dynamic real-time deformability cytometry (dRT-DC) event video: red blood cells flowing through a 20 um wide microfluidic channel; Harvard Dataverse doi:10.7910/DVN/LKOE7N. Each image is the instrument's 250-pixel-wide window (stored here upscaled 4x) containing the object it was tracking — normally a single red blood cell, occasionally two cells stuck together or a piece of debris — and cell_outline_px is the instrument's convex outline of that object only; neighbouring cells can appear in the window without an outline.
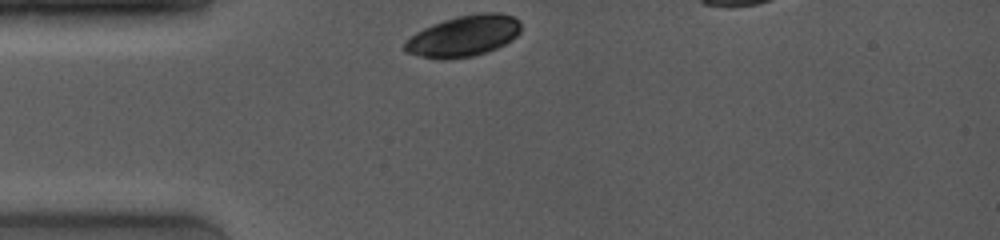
{"species": "common noctule bat (a hibernating species)", "species_latin": "Nyctalus noctula", "temperature_condition": "room temperature", "stored_images_in_passage": 39, "camera_frame_rate_fps": 4000, "um_per_image_px": 0.085, "animal": {"sex": "female", "body_mass_g": 19.0, "forearm_length_mm": 53.3}, "frame": {"image": 1, "passage_image": 1, "time_ms": 0.0, "image_size_px": [1000, 240], "cell_outline_px": [[520, 32], [512, 40], [496, 48], [472, 56], [444, 60], [436, 60], [404, 52], [404, 44], [416, 32], [424, 28], [444, 20], [460, 16], [484, 12], [496, 12], [512, 16], [520, 24]], "centroid_in_image_um": [39.39, 3.08], "position_along_channel_um": 45.6, "area_um2": 27.51}}
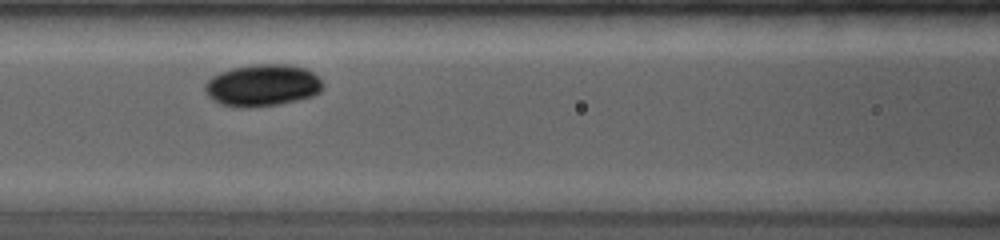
{"frame": {"image": 2, "passage_image": 14, "time_ms": 3.0, "image_size_px": [1000, 240], "cell_outline_px": [[324, 88], [320, 92], [312, 96], [280, 104], [248, 108], [236, 108], [220, 104], [212, 100], [208, 96], [204, 88], [204, 84], [212, 76], [220, 72], [232, 68], [256, 64], [288, 64], [304, 68], [312, 72], [324, 84]], "centroid_in_image_um": [22.29, 7.27], "position_along_channel_um": 144.3, "area_um2": 29.02}}
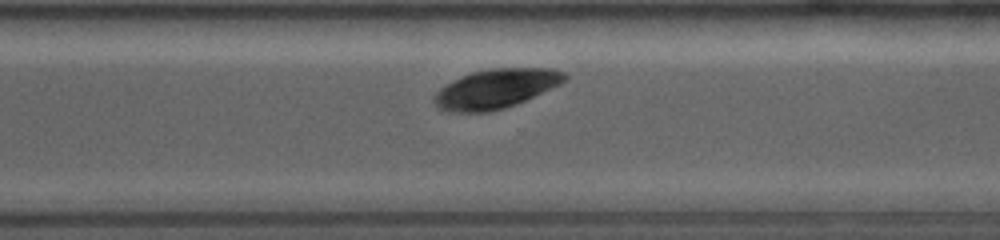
{"frame": {"image": 3, "passage_image": 36, "time_ms": 7.75, "image_size_px": [1000, 240], "cell_outline_px": [[568, 80], [560, 84], [516, 104], [504, 108], [488, 112], [448, 112], [436, 108], [432, 100], [436, 92], [444, 84], [460, 76], [472, 72], [488, 68], [552, 68], [564, 72], [568, 76]], "centroid_in_image_um": [42.11, 7.54], "position_along_channel_um": 328.5, "area_um2": 30.17}}